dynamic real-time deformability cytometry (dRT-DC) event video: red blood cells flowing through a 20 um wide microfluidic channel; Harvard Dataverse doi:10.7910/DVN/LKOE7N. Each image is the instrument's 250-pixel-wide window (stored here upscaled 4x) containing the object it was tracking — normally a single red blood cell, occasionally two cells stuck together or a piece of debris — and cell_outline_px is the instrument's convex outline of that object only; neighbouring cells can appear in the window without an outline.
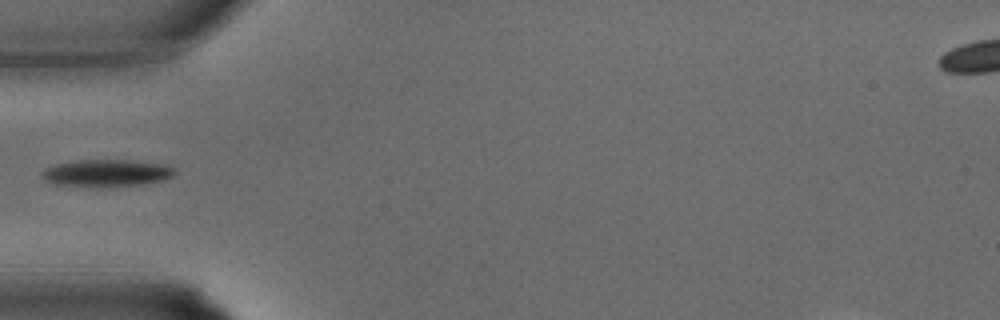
{"species": "common noctule bat (a hibernating species)", "species_latin": "Nyctalus noctula", "temperature_condition": "warm", "stored_images_in_passage": 11, "camera_frame_rate_fps": 3000, "um_per_image_px": 0.085, "animal": {"sex": "male", "body_mass_g": 15.6}, "frame": {"image": 1, "passage_image": 1, "time_ms": 0.0, "image_size_px": [1000, 320], "cell_outline_px": [[176, 172], [172, 176], [160, 180], [140, 184], [56, 184], [44, 180], [44, 172], [48, 168], [56, 164], [80, 160], [128, 160], [164, 164], [172, 168]], "centroid_in_image_um": [9.11, 14.65], "position_along_channel_um": 75.9, "area_um2": 19.48}}
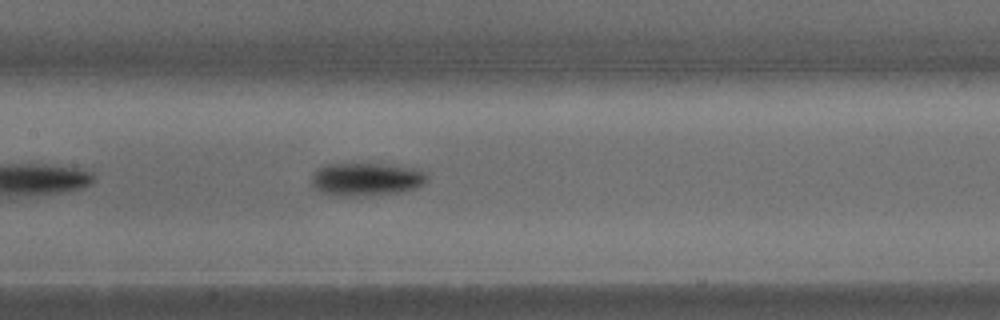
{"frame": {"image": 2, "passage_image": 6, "time_ms": 1.667, "image_size_px": [1000, 320], "cell_outline_px": [[428, 180], [424, 184], [416, 188], [400, 192], [360, 196], [332, 196], [320, 192], [312, 184], [312, 172], [316, 168], [324, 164], [380, 164], [412, 168], [424, 172], [428, 176]], "centroid_in_image_um": [31.09, 15.24], "position_along_channel_um": 176.3, "area_um2": 22.37}}
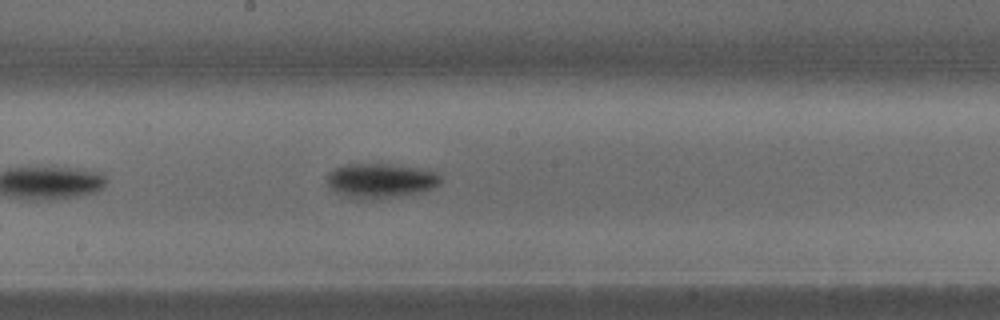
{"frame": {"image": 3, "passage_image": 8, "time_ms": 2.333, "image_size_px": [1000, 320], "cell_outline_px": [[440, 184], [436, 188], [420, 192], [380, 200], [356, 200], [336, 192], [328, 184], [328, 172], [336, 168], [348, 164], [392, 164], [428, 168], [436, 172], [440, 176]], "centroid_in_image_um": [32.41, 15.37], "position_along_channel_um": 215.8, "area_um2": 23.47}}